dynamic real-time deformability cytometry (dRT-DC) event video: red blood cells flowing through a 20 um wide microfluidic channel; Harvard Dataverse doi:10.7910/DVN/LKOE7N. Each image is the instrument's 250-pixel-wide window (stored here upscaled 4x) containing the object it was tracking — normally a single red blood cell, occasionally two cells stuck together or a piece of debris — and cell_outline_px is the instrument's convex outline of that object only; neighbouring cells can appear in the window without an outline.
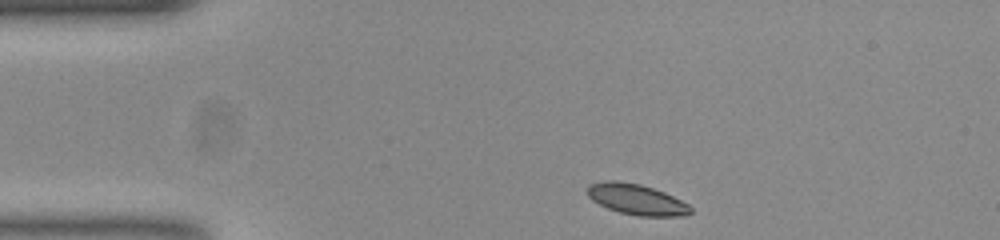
{"species": "common noctule bat (a hibernating species)", "species_latin": "Nyctalus noctula", "temperature_condition": "room temperature", "stored_images_in_passage": 45, "camera_frame_rate_fps": 3000, "um_per_image_px": 0.085, "animal": {"sex": "female", "body_mass_g": 23.0, "forearm_length_mm": 53.4}, "frame": {"image": 1, "passage_image": 1, "time_ms": 0.0, "image_size_px": [1000, 240], "cell_outline_px": [[692, 212], [684, 216], [640, 216], [620, 212], [608, 208], [592, 200], [588, 196], [588, 188], [592, 184], [608, 180], [612, 180], [640, 184], [664, 192], [688, 204], [692, 208]], "centroid_in_image_um": [54.14, 16.96], "position_along_channel_um": 30.9, "area_um2": 18.15}}
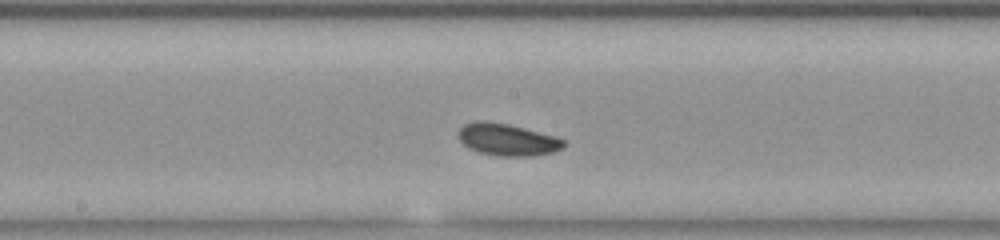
{"frame": {"image": 2, "passage_image": 19, "time_ms": 6.0, "image_size_px": [1000, 240], "cell_outline_px": [[564, 144], [560, 148], [552, 152], [532, 156], [496, 156], [480, 152], [468, 148], [460, 140], [460, 128], [464, 124], [476, 120], [484, 120], [508, 124], [556, 136], [564, 140]], "centroid_in_image_um": [43.1, 11.86], "position_along_channel_um": 205.1, "area_um2": 19.48}}
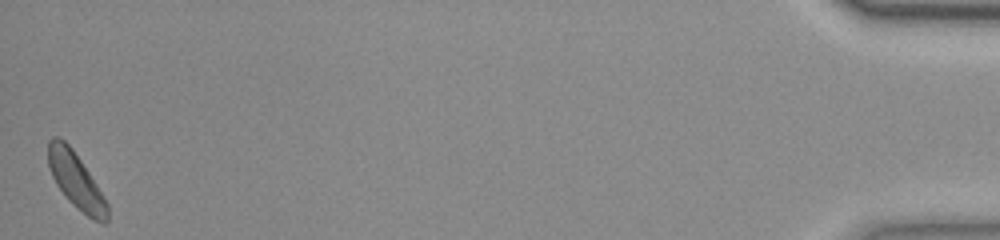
{"frame": {"image": 3, "passage_image": 45, "time_ms": 14.667, "image_size_px": [1000, 240], "cell_outline_px": [[108, 220], [104, 224], [92, 220], [76, 208], [68, 200], [56, 184], [52, 176], [48, 164], [48, 140], [52, 136], [60, 136], [72, 148], [104, 196], [108, 204]], "centroid_in_image_um": [6.45, 15.37], "position_along_channel_um": 428.7, "area_um2": 19.25}}